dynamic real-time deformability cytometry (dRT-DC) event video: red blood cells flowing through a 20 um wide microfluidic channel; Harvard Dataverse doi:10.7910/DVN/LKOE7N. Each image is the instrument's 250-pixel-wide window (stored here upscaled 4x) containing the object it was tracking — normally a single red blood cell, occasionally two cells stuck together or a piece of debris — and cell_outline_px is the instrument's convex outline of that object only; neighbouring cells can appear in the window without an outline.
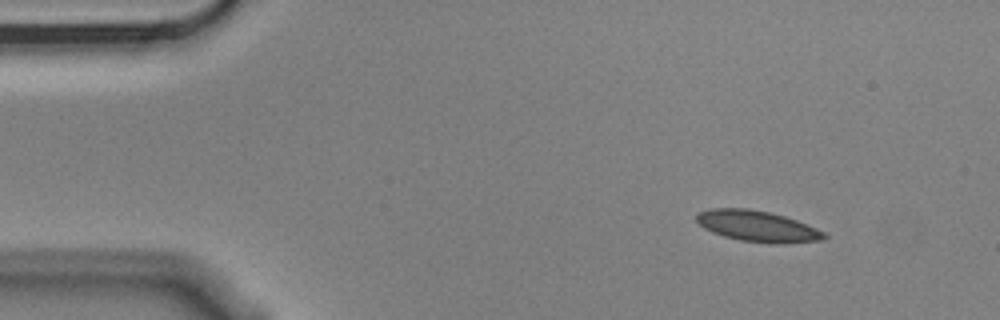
{"species": "Egyptian fruit bat (a non-hibernating species)", "species_latin": "Rousettus aegyptiacus", "temperature_condition": "cold", "stored_images_in_passage": 7, "camera_frame_rate_fps": 3000, "um_per_image_px": 0.085, "animal": {"sex": "male"}, "frame": {"image": 1, "passage_image": 1, "time_ms": 0.0, "image_size_px": [1000, 320], "cell_outline_px": [[828, 236], [824, 240], [784, 244], [776, 244], [740, 240], [724, 236], [712, 232], [704, 228], [696, 220], [696, 216], [700, 212], [712, 208], [748, 208], [768, 212], [784, 216], [796, 220], [816, 228], [824, 232]], "centroid_in_image_um": [64.41, 19.24], "position_along_channel_um": 20.6, "area_um2": 23.0}}
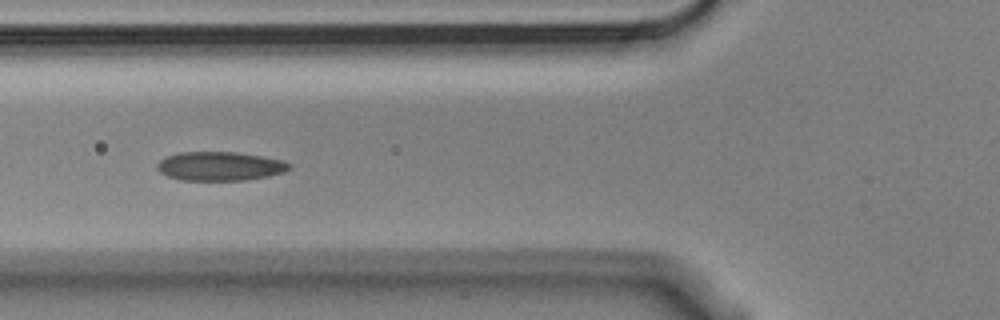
{"frame": {"image": 2, "passage_image": 5, "time_ms": 1.333, "image_size_px": [1000, 320], "cell_outline_px": [[292, 168], [284, 172], [268, 176], [244, 180], [180, 180], [168, 176], [160, 172], [156, 168], [156, 164], [160, 160], [168, 156], [180, 152], [236, 152], [260, 156], [280, 160], [292, 164]], "centroid_in_image_um": [18.68, 14.13], "position_along_channel_um": 107.1, "area_um2": 22.2}}
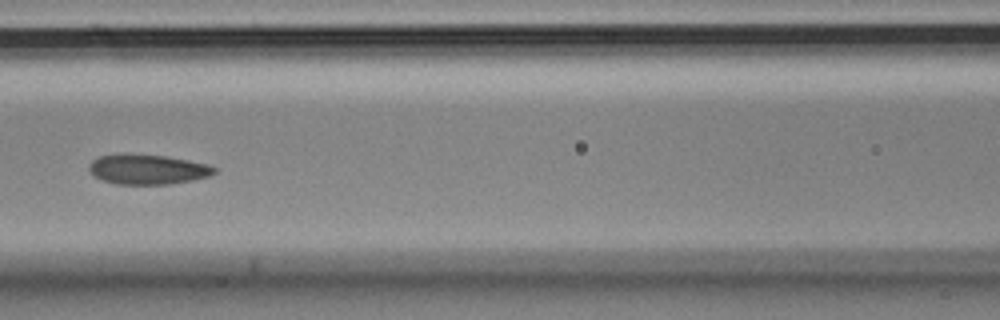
{"frame": {"image": 3, "passage_image": 6, "time_ms": 1.667, "image_size_px": [1000, 320], "cell_outline_px": [[216, 172], [208, 176], [192, 180], [172, 184], [116, 184], [92, 176], [88, 168], [88, 164], [92, 160], [100, 156], [120, 152], [128, 152], [164, 156], [188, 160], [208, 164], [216, 168]], "centroid_in_image_um": [12.49, 14.37], "position_along_channel_um": 154.1, "area_um2": 22.25}}